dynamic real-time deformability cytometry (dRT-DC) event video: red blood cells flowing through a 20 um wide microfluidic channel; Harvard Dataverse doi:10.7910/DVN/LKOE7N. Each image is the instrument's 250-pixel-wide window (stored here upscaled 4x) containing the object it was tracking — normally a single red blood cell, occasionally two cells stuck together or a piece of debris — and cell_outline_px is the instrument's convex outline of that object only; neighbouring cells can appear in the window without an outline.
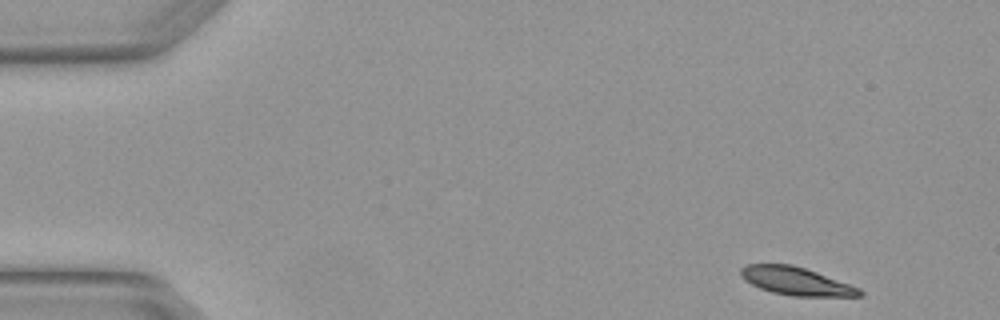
{"species": "Egyptian fruit bat (a non-hibernating species)", "species_latin": "Rousettus aegyptiacus", "temperature_condition": "warm", "stored_images_in_passage": 5, "camera_frame_rate_fps": 3000, "um_per_image_px": 0.085, "animal": {"sex": "female"}, "frame": {"image": 1, "passage_image": 1, "time_ms": 0.0, "image_size_px": [1000, 320], "cell_outline_px": [[864, 296], [792, 296], [772, 292], [760, 288], [744, 280], [740, 276], [740, 268], [748, 264], [792, 264], [816, 272], [860, 288], [864, 292]], "centroid_in_image_um": [67.66, 23.9], "position_along_channel_um": 17.3, "area_um2": 19.31}}
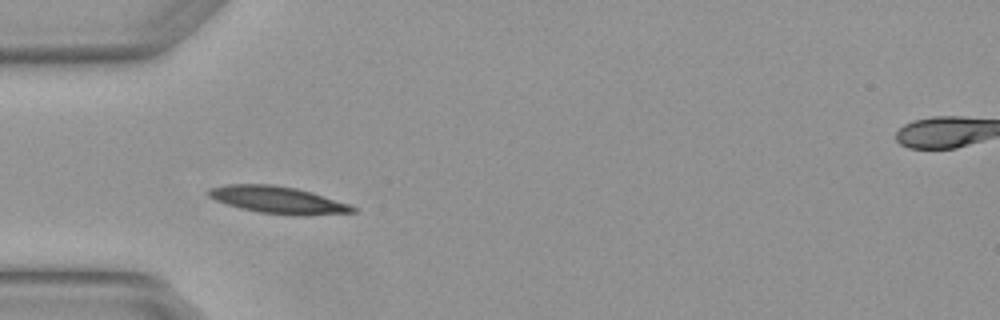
{"frame": {"image": 2, "passage_image": 4, "time_ms": 1.0, "image_size_px": [1000, 320], "cell_outline_px": [[356, 212], [308, 216], [292, 216], [260, 212], [240, 208], [216, 200], [208, 196], [208, 188], [228, 184], [272, 184], [296, 188], [312, 192], [348, 204], [356, 208]], "centroid_in_image_um": [23.64, 17.0], "position_along_channel_um": 61.4, "area_um2": 22.83}}
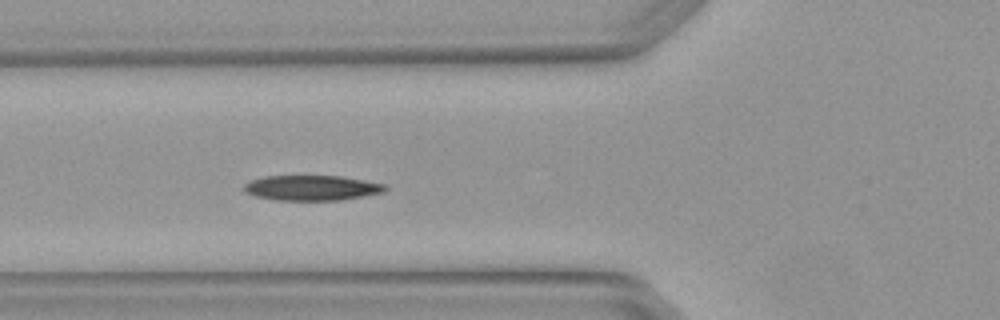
{"frame": {"image": 3, "passage_image": 5, "time_ms": 1.333, "image_size_px": [1000, 320], "cell_outline_px": [[388, 188], [384, 192], [340, 200], [276, 200], [256, 196], [244, 192], [244, 184], [252, 180], [264, 176], [340, 176], [364, 180], [384, 184]], "centroid_in_image_um": [26.49, 15.97], "position_along_channel_um": 99.3, "area_um2": 20.58}}